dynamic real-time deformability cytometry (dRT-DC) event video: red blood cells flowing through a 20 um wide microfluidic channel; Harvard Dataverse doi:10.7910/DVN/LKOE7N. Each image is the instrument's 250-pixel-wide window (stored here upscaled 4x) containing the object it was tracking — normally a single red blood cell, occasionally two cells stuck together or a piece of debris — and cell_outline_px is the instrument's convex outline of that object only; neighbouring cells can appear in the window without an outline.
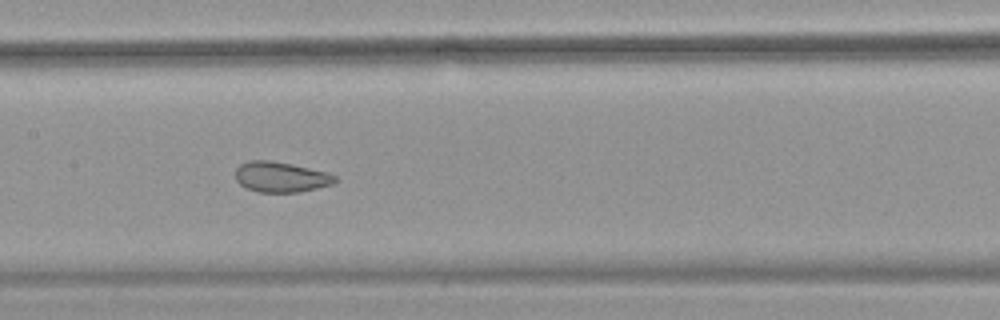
{"species": "common noctule bat (a hibernating species)", "species_latin": "Nyctalus noctula", "temperature_condition": "warm", "stored_images_in_passage": 24, "camera_frame_rate_fps": 3000, "um_per_image_px": 0.085, "animal": {"sex": "female", "body_mass_g": 18.4}, "frame": {"image": 1, "passage_image": 14, "time_ms": 4.333, "image_size_px": [1000, 320], "cell_outline_px": [[340, 180], [332, 184], [300, 192], [260, 192], [248, 188], [240, 184], [236, 180], [236, 168], [240, 164], [248, 160], [268, 160], [292, 164], [328, 172], [336, 176]], "centroid_in_image_um": [23.9, 15.03], "position_along_channel_um": 183.5, "area_um2": 17.69}}